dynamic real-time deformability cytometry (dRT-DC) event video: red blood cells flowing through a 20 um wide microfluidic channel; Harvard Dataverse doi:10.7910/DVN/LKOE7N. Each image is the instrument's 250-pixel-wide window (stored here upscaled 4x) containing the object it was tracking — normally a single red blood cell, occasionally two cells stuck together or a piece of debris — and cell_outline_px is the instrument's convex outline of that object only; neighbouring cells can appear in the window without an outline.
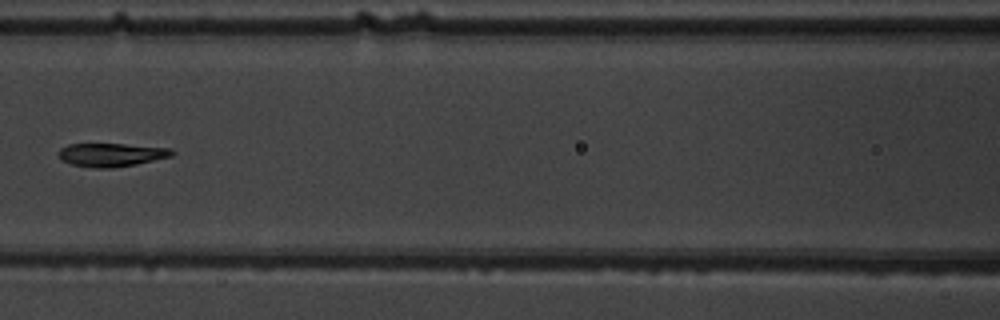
{"species": "common noctule bat (a hibernating species)", "species_latin": "Nyctalus noctula", "temperature_condition": "warm", "stored_images_in_passage": 8, "camera_frame_rate_fps": 3000, "um_per_image_px": 0.085, "animal": {"sex": "male", "body_mass_g": 19.5, "forearm_length_mm": 54.6}, "frame": {"image": 1, "passage_image": 7, "time_ms": 8.0, "image_size_px": [1000, 320], "cell_outline_px": [[176, 152], [172, 156], [136, 164], [112, 168], [96, 168], [72, 164], [60, 160], [56, 156], [56, 152], [60, 148], [68, 144], [124, 144], [172, 148]], "centroid_in_image_um": [9.43, 13.15], "position_along_channel_um": 157.2, "area_um2": 15.66}}
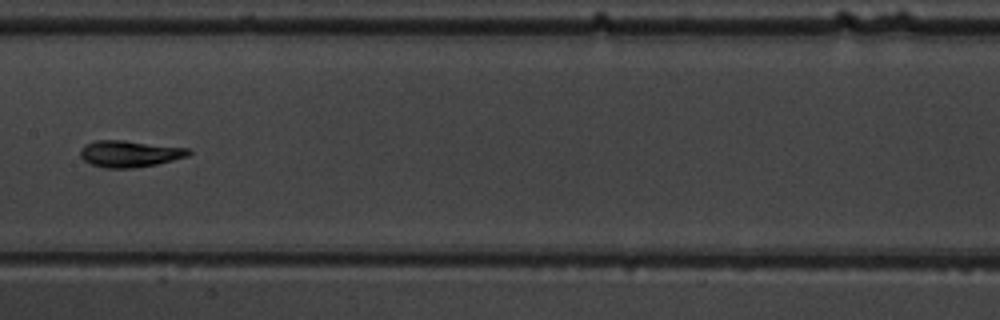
{"frame": {"image": 2, "passage_image": 8, "time_ms": 9.0, "image_size_px": [1000, 320], "cell_outline_px": [[192, 152], [188, 156], [156, 164], [132, 168], [104, 168], [92, 164], [84, 160], [80, 156], [80, 148], [84, 144], [96, 140], [124, 140], [192, 148]], "centroid_in_image_um": [11.03, 13.05], "position_along_channel_um": 196.4, "area_um2": 16.94}}